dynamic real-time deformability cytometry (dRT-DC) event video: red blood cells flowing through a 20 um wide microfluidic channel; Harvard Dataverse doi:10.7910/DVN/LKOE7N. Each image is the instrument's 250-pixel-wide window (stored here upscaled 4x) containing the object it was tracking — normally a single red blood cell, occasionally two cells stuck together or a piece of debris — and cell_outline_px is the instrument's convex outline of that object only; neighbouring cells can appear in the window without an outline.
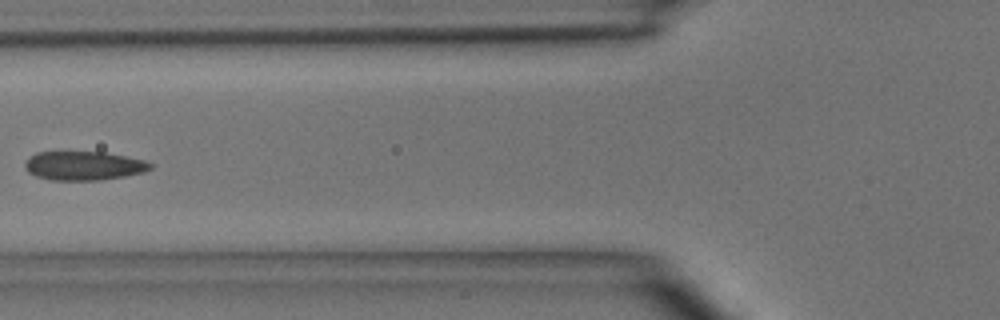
{"species": "common noctule bat (a hibernating species)", "species_latin": "Nyctalus noctula", "temperature_condition": "room temperature", "stored_images_in_passage": 7, "camera_frame_rate_fps": 3000, "um_per_image_px": 0.085, "animal": {"sex": "male", "body_mass_g": 15.6}, "frame": {"image": 1, "passage_image": 5, "time_ms": 5.667, "image_size_px": [1000, 320], "cell_outline_px": [[152, 168], [144, 172], [124, 176], [100, 180], [52, 180], [36, 176], [28, 172], [24, 164], [28, 156], [36, 152], [104, 152], [144, 160], [152, 164]], "centroid_in_image_um": [7.09, 14.08], "position_along_channel_um": 118.7, "area_um2": 21.1}}